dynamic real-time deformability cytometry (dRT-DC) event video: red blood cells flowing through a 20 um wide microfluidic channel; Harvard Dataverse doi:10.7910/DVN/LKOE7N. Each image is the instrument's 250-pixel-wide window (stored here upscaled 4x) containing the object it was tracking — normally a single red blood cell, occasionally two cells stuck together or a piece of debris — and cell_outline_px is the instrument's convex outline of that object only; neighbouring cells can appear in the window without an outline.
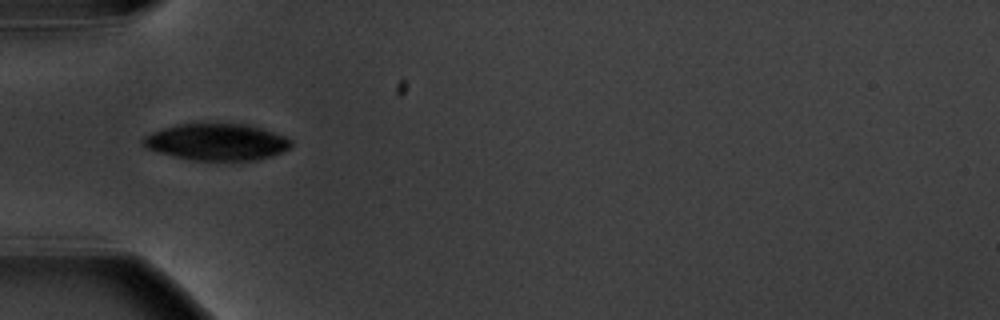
{"species": "common noctule bat (a hibernating species)", "species_latin": "Nyctalus noctula", "temperature_condition": "warm", "stored_images_in_passage": 10, "camera_frame_rate_fps": 3000, "um_per_image_px": 0.085, "animal": {"sex": "male", "body_mass_g": 20.1, "forearm_length_mm": 53.5}, "frame": {"image": 1, "passage_image": 5, "time_ms": 4.667, "image_size_px": [1000, 320], "cell_outline_px": [[292, 144], [288, 148], [272, 156], [256, 160], [192, 160], [144, 148], [140, 140], [144, 136], [152, 132], [176, 124], [248, 124], [284, 136], [292, 140]], "centroid_in_image_um": [18.39, 12.07], "position_along_channel_um": 66.6, "area_um2": 31.39}}